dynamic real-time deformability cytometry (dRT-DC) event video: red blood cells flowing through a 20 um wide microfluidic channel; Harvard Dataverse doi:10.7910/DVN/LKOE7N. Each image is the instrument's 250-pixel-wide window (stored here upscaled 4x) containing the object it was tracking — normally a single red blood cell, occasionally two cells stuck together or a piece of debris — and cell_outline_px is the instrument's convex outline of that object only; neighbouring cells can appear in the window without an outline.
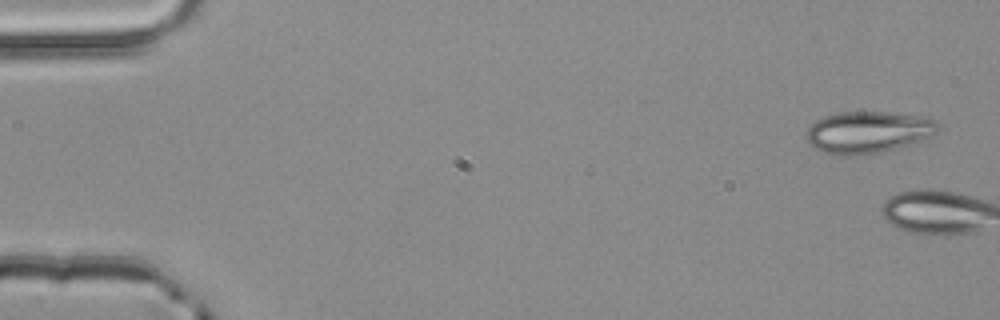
{"species": "common noctule bat (a hibernating species)", "species_latin": "Nyctalus noctula", "temperature_condition": "room temperature", "stored_images_in_passage": 3, "camera_frame_rate_fps": 3000, "um_per_image_px": 0.085, "animal": {"sex": "male", "body_mass_g": 20.4}, "frame": {"image": 1, "passage_image": 1, "time_ms": 0.0, "image_size_px": [1000, 320], "cell_outline_px": [[940, 128], [932, 136], [924, 140], [896, 148], [880, 152], [856, 156], [840, 156], [824, 152], [816, 148], [804, 136], [804, 132], [820, 116], [836, 112], [888, 112], [916, 116], [936, 120], [940, 124]], "centroid_in_image_um": [73.76, 11.23], "position_along_channel_um": 11.2, "area_um2": 32.37}}